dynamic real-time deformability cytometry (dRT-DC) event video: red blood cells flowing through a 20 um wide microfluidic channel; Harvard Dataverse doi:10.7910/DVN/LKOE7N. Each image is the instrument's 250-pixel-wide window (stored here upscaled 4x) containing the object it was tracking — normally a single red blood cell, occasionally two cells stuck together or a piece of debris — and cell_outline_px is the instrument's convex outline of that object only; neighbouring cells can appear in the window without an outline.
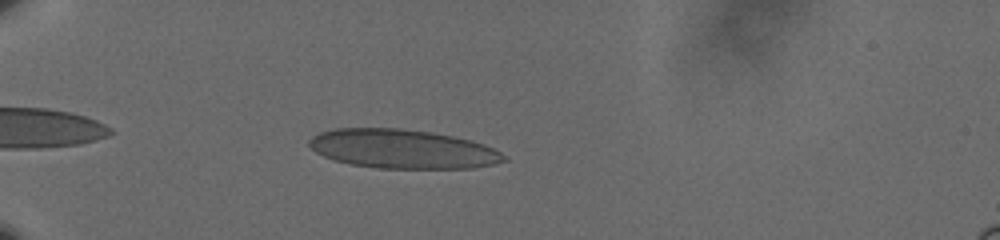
{"species": "human", "species_latin": "Homo sapiens", "temperature_condition": "cold", "stored_images_in_passage": 45, "camera_frame_rate_fps": 3000, "um_per_image_px": 0.085, "donor": {"sex": "male"}, "frame": {"image": 1, "passage_image": 5, "time_ms": 1.333, "image_size_px": [1000, 240], "cell_outline_px": [[508, 160], [492, 164], [472, 168], [380, 168], [352, 164], [336, 160], [324, 156], [316, 152], [308, 144], [308, 140], [312, 136], [320, 132], [336, 128], [400, 128], [432, 132], [472, 140], [484, 144], [500, 152]], "centroid_in_image_um": [34.21, 12.65], "position_along_channel_um": 50.8, "area_um2": 44.1}}
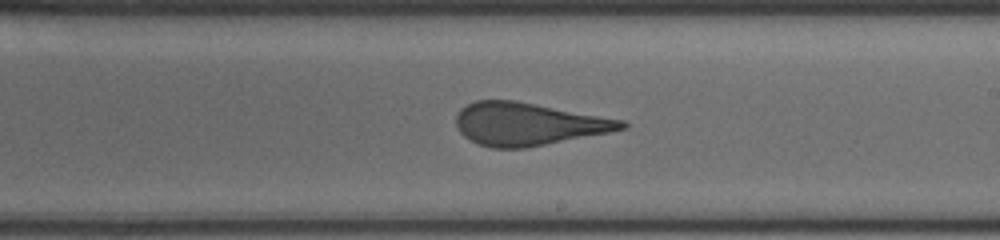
{"frame": {"image": 2, "passage_image": 24, "time_ms": 7.667, "image_size_px": [1000, 240], "cell_outline_px": [[628, 128], [608, 132], [524, 148], [492, 148], [480, 144], [464, 136], [460, 132], [456, 124], [456, 116], [460, 108], [476, 100], [516, 100], [624, 120], [628, 124]], "centroid_in_image_um": [44.88, 10.53], "position_along_channel_um": 244.1, "area_um2": 40.86}}
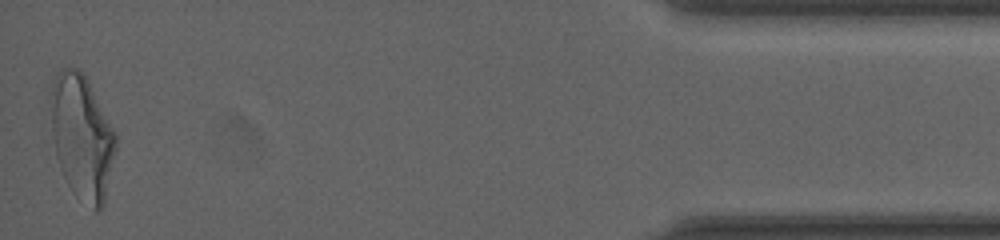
{"frame": {"image": 3, "passage_image": 45, "time_ms": 14.667, "image_size_px": [1000, 240], "cell_outline_px": [[116, 148], [104, 204], [100, 212], [96, 212], [72, 192], [60, 168], [56, 156], [52, 132], [52, 88], [56, 72], [64, 68], [80, 68], [84, 72], [116, 132]], "centroid_in_image_um": [6.99, 11.65], "position_along_channel_um": 428.2, "area_um2": 47.05}, "authors_computed_cell_mechanics": {"area_um2": 42.9454, "velocity_mm_per_s": 3.6053, "shape_relaxation_time_tau1_ms": null, "shape_relaxation_time_tau2_ms": 0.8161, "deformation_change_tau1": null, "deformation_change_tau2": 0.1115}}